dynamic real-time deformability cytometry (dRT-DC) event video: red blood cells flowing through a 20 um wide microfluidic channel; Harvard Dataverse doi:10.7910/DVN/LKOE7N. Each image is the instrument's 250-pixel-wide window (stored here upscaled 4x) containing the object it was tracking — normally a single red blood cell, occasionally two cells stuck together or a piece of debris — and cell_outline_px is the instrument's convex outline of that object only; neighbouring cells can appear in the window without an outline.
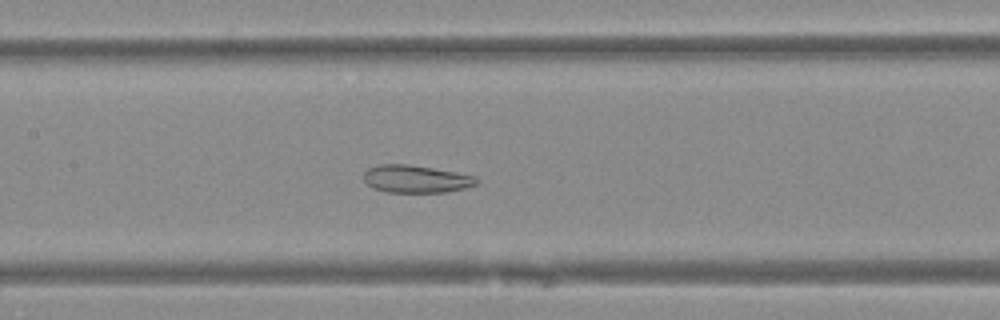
{"species": "Egyptian fruit bat (a non-hibernating species)", "species_latin": "Rousettus aegyptiacus", "temperature_condition": "warm", "stored_images_in_passage": 23, "camera_frame_rate_fps": 3000, "um_per_image_px": 0.085, "animal": {"sex": "female"}, "frame": {"image": 1, "passage_image": 23, "time_ms": 7.333, "image_size_px": [1000, 320], "cell_outline_px": [[480, 180], [476, 184], [464, 188], [444, 192], [388, 192], [372, 188], [364, 180], [364, 172], [368, 168], [380, 164], [408, 164], [456, 172], [476, 176]], "centroid_in_image_um": [35.35, 15.21], "position_along_channel_um": 172.0, "area_um2": 18.09}}